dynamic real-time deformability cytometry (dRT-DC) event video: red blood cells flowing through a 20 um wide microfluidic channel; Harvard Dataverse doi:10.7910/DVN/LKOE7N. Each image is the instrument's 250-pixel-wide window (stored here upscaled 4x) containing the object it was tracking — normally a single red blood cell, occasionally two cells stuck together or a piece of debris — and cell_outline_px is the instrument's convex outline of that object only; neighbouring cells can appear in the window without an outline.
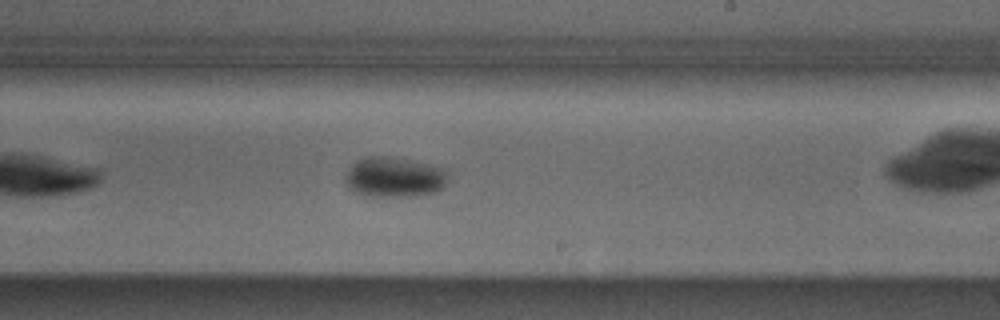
{"species": "Egyptian fruit bat (a non-hibernating species)", "species_latin": "Rousettus aegyptiacus", "temperature_condition": "cold", "stored_images_in_passage": 42, "camera_frame_rate_fps": 3000, "um_per_image_px": 0.085, "animal": {"sex": "male"}, "frame": {"image": 1, "passage_image": 19, "time_ms": 6.0, "image_size_px": [1000, 320], "cell_outline_px": [[448, 180], [436, 192], [412, 196], [368, 196], [352, 188], [344, 180], [352, 164], [356, 160], [364, 156], [388, 156], [444, 168]], "centroid_in_image_um": [33.51, 15.04], "position_along_channel_um": 255.5, "area_um2": 23.52}, "authors_computed_cell_mechanics": {"area_um2": 22.6865, "velocity_mm_per_s": 3.7846, "shape_relaxation_time_tau1_ms": 3.0611, "shape_relaxation_time_tau2_ms": null, "deformation_change_tau1": 0.0685, "deformation_change_tau2": null}}